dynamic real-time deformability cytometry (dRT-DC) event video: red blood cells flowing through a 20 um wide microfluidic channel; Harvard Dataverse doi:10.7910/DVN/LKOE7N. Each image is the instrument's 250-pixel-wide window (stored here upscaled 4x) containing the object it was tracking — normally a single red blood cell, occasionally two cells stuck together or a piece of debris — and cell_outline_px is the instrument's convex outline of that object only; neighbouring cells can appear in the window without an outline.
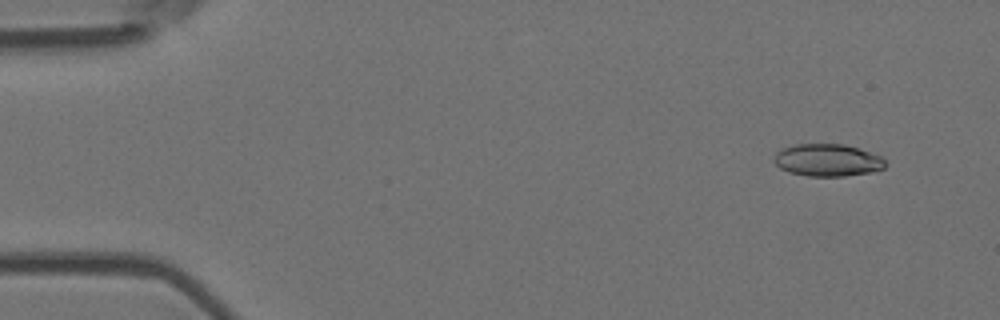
{"species": "Egyptian fruit bat (a non-hibernating species)", "species_latin": "Rousettus aegyptiacus", "temperature_condition": "room temperature", "stored_images_in_passage": 4, "camera_frame_rate_fps": 3000, "um_per_image_px": 0.085, "animal": {"sex": "female"}, "frame": {"image": 1, "passage_image": 1, "time_ms": 0.0, "image_size_px": [1000, 320], "cell_outline_px": [[888, 164], [884, 168], [872, 172], [844, 176], [808, 176], [788, 172], [780, 168], [772, 160], [776, 152], [784, 148], [796, 144], [844, 144], [880, 156]], "centroid_in_image_um": [70.32, 13.62], "position_along_channel_um": 14.7, "area_um2": 20.92}}
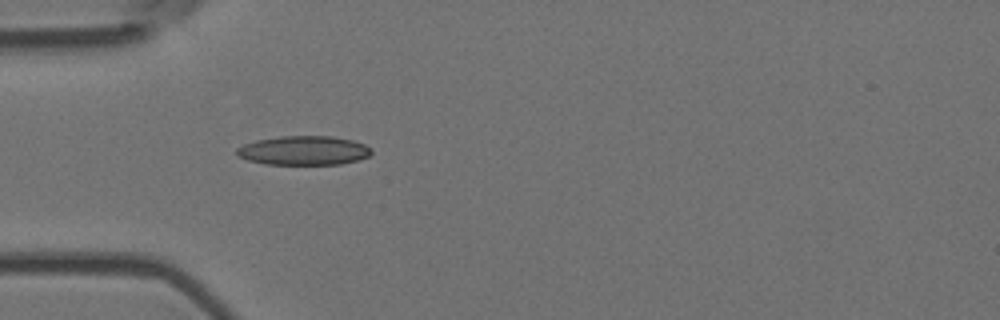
{"frame": {"image": 2, "passage_image": 4, "time_ms": 1.0, "image_size_px": [1000, 320], "cell_outline_px": [[372, 152], [368, 156], [360, 160], [340, 164], [264, 164], [248, 160], [236, 156], [236, 148], [244, 144], [256, 140], [280, 136], [332, 136], [352, 140], [364, 144], [372, 148]], "centroid_in_image_um": [25.81, 12.79], "position_along_channel_um": 59.2, "area_um2": 23.0}}